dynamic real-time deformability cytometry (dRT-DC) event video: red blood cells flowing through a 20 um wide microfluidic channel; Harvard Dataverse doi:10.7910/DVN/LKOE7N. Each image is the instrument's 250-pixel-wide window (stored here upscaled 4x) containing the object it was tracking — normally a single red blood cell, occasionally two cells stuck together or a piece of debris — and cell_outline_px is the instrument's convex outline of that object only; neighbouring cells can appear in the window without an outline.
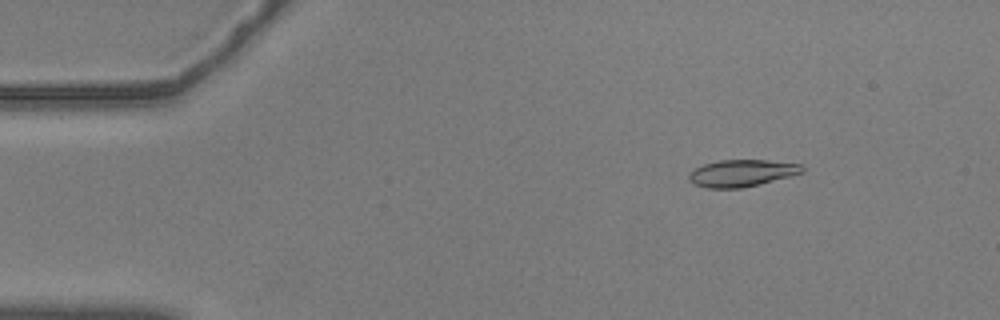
{"species": "common noctule bat (a hibernating species)", "species_latin": "Nyctalus noctula", "temperature_condition": "warm", "stored_images_in_passage": 57, "camera_frame_rate_fps": 3000, "um_per_image_px": 0.085, "animal": {"sex": "male", "body_mass_g": 20.5, "forearm_length_mm": 52.5}, "frame": {"image": 1, "passage_image": 8, "time_ms": 2.333, "image_size_px": [1000, 320], "cell_outline_px": [[804, 172], [760, 184], [740, 188], [708, 188], [696, 184], [688, 180], [688, 176], [696, 168], [704, 164], [720, 160], [768, 160], [800, 164], [804, 168]], "centroid_in_image_um": [63.07, 14.71], "position_along_channel_um": 21.9, "area_um2": 17.57}}
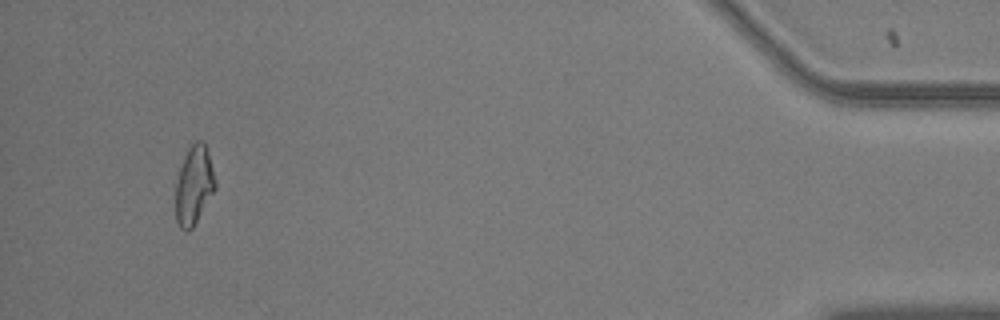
{"frame": {"image": 2, "passage_image": 54, "time_ms": 17.667, "image_size_px": [1000, 320], "cell_outline_px": [[216, 188], [192, 228], [188, 232], [180, 228], [176, 220], [176, 180], [184, 156], [188, 148], [196, 140], [200, 140], [204, 144], [208, 152], [216, 180]], "centroid_in_image_um": [16.48, 15.75], "position_along_channel_um": 418.7, "area_um2": 18.03}}